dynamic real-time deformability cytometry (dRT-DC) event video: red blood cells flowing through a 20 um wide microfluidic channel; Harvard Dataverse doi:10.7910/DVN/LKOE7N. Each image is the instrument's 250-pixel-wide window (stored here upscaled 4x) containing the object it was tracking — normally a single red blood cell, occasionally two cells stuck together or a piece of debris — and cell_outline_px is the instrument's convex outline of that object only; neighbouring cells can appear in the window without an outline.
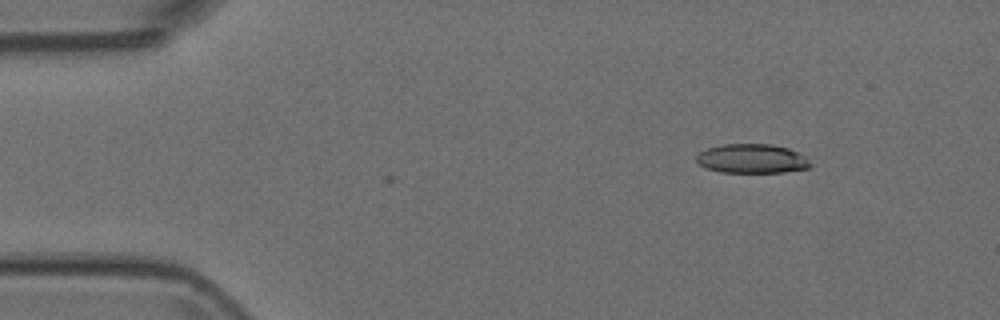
{"species": "Egyptian fruit bat (a non-hibernating species)", "species_latin": "Rousettus aegyptiacus", "temperature_condition": "room temperature", "stored_images_in_passage": 40, "camera_frame_rate_fps": 3000, "um_per_image_px": 0.085, "animal": {"sex": "female"}, "frame": {"image": 1, "passage_image": 1, "time_ms": 0.0, "image_size_px": [1000, 320], "cell_outline_px": [[812, 164], [808, 168], [784, 172], [720, 172], [708, 168], [700, 164], [696, 160], [696, 156], [700, 152], [708, 148], [720, 144], [772, 144], [788, 148], [804, 156]], "centroid_in_image_um": [63.91, 13.48], "position_along_channel_um": 21.1, "area_um2": 19.25}}
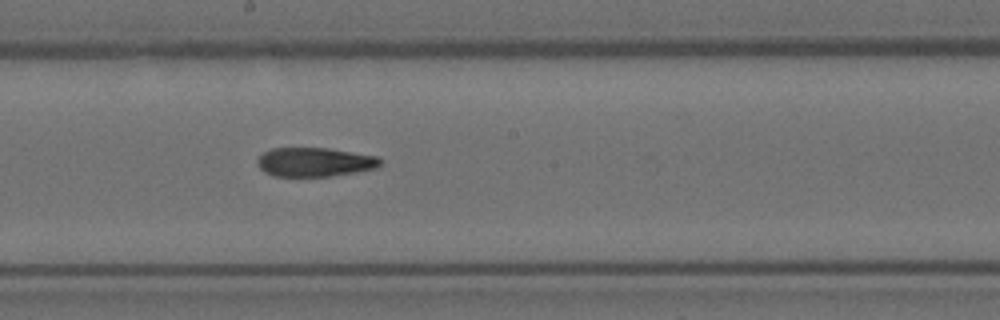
{"frame": {"image": 2, "passage_image": 23, "time_ms": 7.333, "image_size_px": [1000, 320], "cell_outline_px": [[380, 164], [376, 168], [328, 176], [272, 176], [264, 172], [260, 168], [256, 160], [264, 152], [272, 148], [328, 148], [380, 156]], "centroid_in_image_um": [26.73, 13.76], "position_along_channel_um": 221.5, "area_um2": 20.69}}
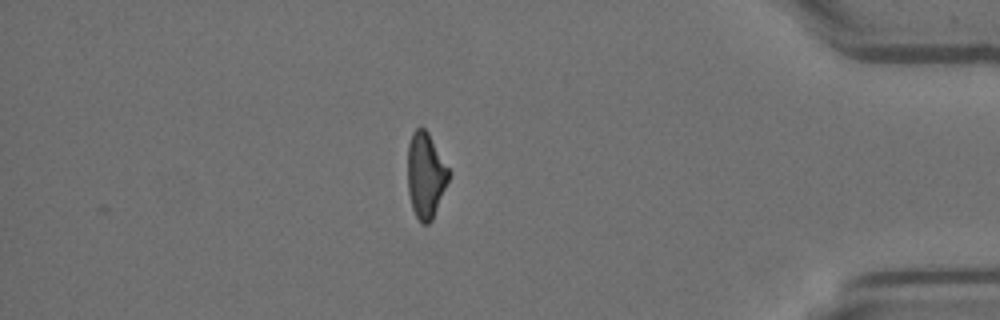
{"frame": {"image": 3, "passage_image": 40, "time_ms": 13.0, "image_size_px": [1000, 320], "cell_outline_px": [[452, 172], [432, 220], [428, 224], [420, 224], [412, 208], [408, 192], [408, 144], [412, 132], [416, 128], [424, 128], [428, 132]], "centroid_in_image_um": [36.19, 14.9], "position_along_channel_um": 399.0, "area_um2": 20.69}}